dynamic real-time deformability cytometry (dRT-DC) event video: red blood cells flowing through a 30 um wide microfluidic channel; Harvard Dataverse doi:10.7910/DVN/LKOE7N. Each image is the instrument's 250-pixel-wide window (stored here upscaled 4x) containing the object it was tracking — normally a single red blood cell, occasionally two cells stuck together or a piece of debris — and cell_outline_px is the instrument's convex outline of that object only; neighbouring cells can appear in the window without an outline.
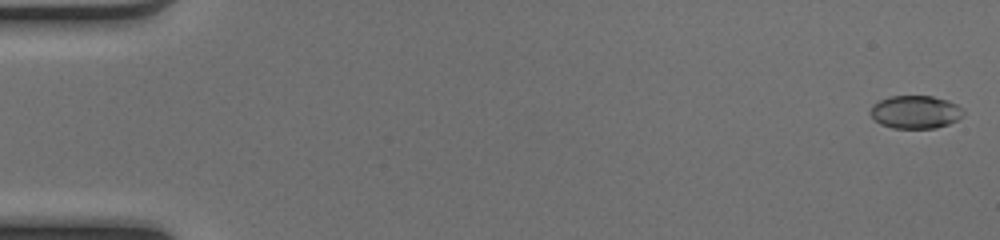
{"species": "common noctule bat (a hibernating species)", "species_latin": "Nyctalus noctula", "temperature_condition": "cold", "stored_images_in_passage": 51, "camera_frame_rate_fps": 3000, "um_per_image_px": 0.085, "animal": {"sex": "female", "body_mass_g": 17.0, "forearm_length_mm": 48.0}, "frame": {"image": 1, "passage_image": 1, "time_ms": 0.0, "image_size_px": [1000, 240], "cell_outline_px": [[964, 116], [948, 124], [936, 128], [892, 128], [880, 124], [872, 116], [872, 104], [888, 96], [932, 96], [948, 100], [964, 108]], "centroid_in_image_um": [77.85, 9.52], "position_along_channel_um": 7.2, "area_um2": 17.92}}
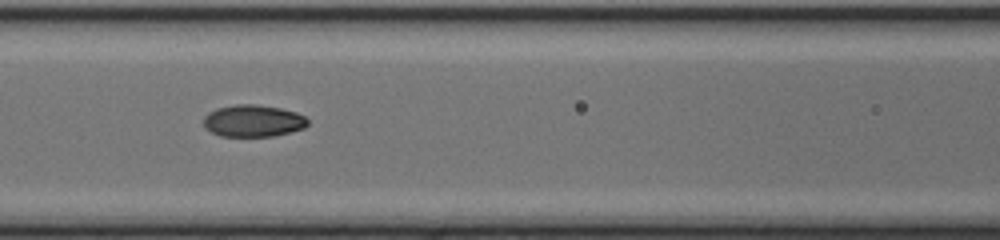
{"frame": {"image": 2, "passage_image": 23, "time_ms": 7.333, "image_size_px": [1000, 240], "cell_outline_px": [[308, 124], [304, 128], [272, 136], [220, 136], [204, 128], [204, 116], [208, 112], [216, 108], [236, 104], [252, 104], [280, 108], [296, 112], [304, 116], [308, 120]], "centroid_in_image_um": [21.49, 10.27], "position_along_channel_um": 145.1, "area_um2": 19.36}}
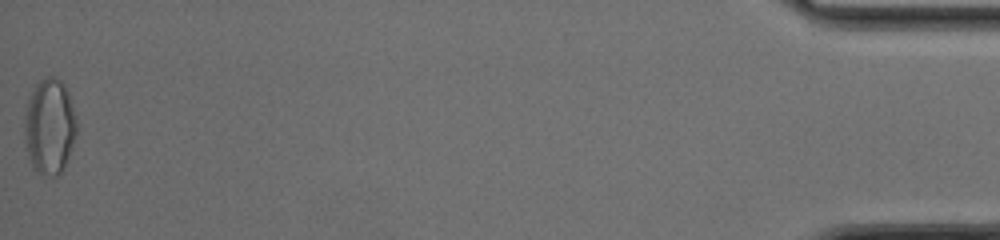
{"frame": {"image": 3, "passage_image": 51, "time_ms": 16.667, "image_size_px": [1000, 240], "cell_outline_px": [[76, 132], [72, 148], [60, 172], [56, 176], [40, 176], [32, 168], [28, 156], [24, 140], [24, 116], [28, 100], [36, 84], [40, 80], [48, 76], [52, 76], [60, 80], [68, 88], [76, 116]], "centroid_in_image_um": [4.2, 10.75], "position_along_channel_um": 431.0, "area_um2": 29.42}, "authors_computed_cell_mechanics": {"area_um2": 19.2474, "velocity_mm_per_s": 4.1237, "shape_relaxation_time_tau1_ms": 9.2487, "shape_relaxation_time_tau2_ms": 1.386, "deformation_change_tau1": 0.2602, "deformation_change_tau2": 0.0463}}